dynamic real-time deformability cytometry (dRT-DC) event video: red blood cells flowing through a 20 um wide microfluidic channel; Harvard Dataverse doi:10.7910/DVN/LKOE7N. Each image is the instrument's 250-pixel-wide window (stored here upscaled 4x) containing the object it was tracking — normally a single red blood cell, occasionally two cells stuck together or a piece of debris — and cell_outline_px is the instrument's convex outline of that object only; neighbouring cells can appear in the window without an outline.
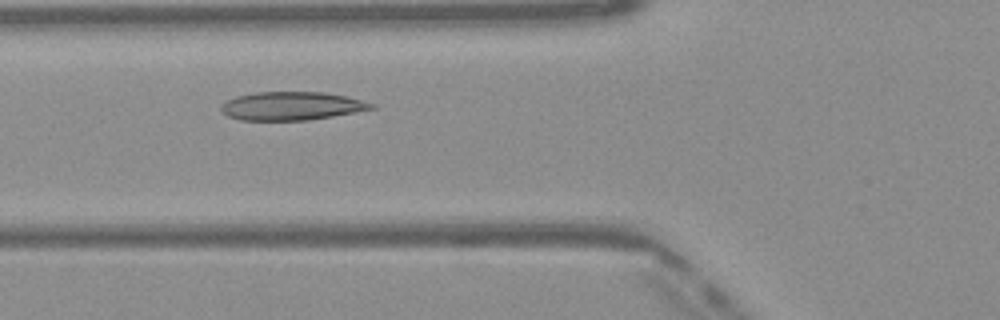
{"species": "Egyptian fruit bat (a non-hibernating species)", "species_latin": "Rousettus aegyptiacus", "temperature_condition": "warm", "stored_images_in_passage": 41, "camera_frame_rate_fps": 3000, "um_per_image_px": 0.085, "frame": {"image": 1, "passage_image": 10, "time_ms": 3.0, "image_size_px": [1000, 320], "cell_outline_px": [[376, 108], [332, 116], [308, 120], [240, 120], [228, 116], [220, 112], [220, 104], [236, 96], [256, 92], [324, 92], [344, 96], [376, 104]], "centroid_in_image_um": [24.74, 9.01], "position_along_channel_um": 101.1, "area_um2": 24.8}}
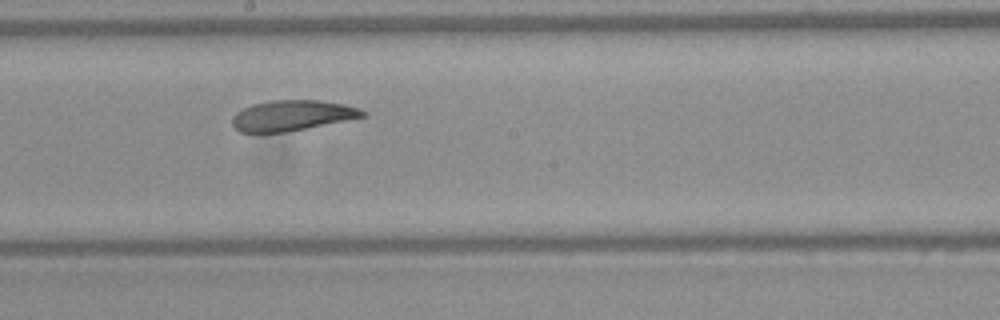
{"frame": {"image": 2, "passage_image": 19, "time_ms": 6.0, "image_size_px": [1000, 320], "cell_outline_px": [[368, 116], [288, 132], [240, 132], [232, 124], [232, 116], [236, 112], [252, 104], [268, 100], [320, 100], [344, 104], [360, 108], [368, 112]], "centroid_in_image_um": [24.87, 9.81], "position_along_channel_um": 223.3, "area_um2": 23.41}}
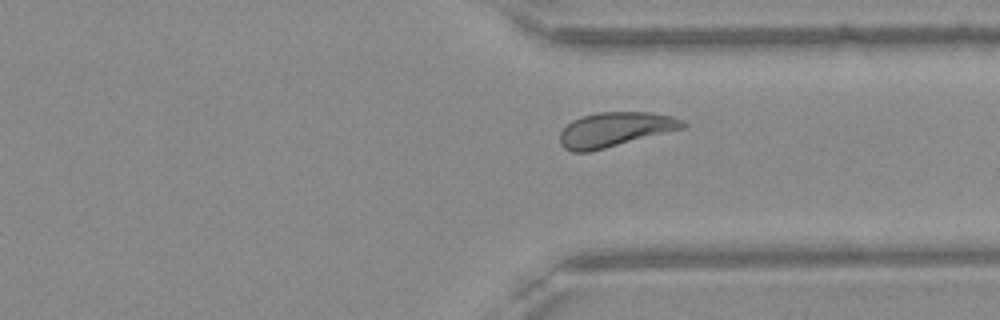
{"frame": {"image": 3, "passage_image": 29, "time_ms": 9.333, "image_size_px": [1000, 320], "cell_outline_px": [[688, 124], [684, 128], [588, 152], [572, 152], [564, 148], [560, 144], [560, 132], [572, 120], [580, 116], [600, 112], [648, 112], [672, 116], [684, 120]], "centroid_in_image_um": [52.27, 11.0], "position_along_channel_um": 359.1, "area_um2": 24.62}, "authors_computed_cell_mechanics": {"area_um2": 24.7962, "velocity_mm_per_s": 4.0716, "shape_relaxation_time_tau1_ms": 5.9851, "shape_relaxation_time_tau2_ms": 1.9363, "deformation_change_tau1": 0.1768, "deformation_change_tau2": 0.0715}}